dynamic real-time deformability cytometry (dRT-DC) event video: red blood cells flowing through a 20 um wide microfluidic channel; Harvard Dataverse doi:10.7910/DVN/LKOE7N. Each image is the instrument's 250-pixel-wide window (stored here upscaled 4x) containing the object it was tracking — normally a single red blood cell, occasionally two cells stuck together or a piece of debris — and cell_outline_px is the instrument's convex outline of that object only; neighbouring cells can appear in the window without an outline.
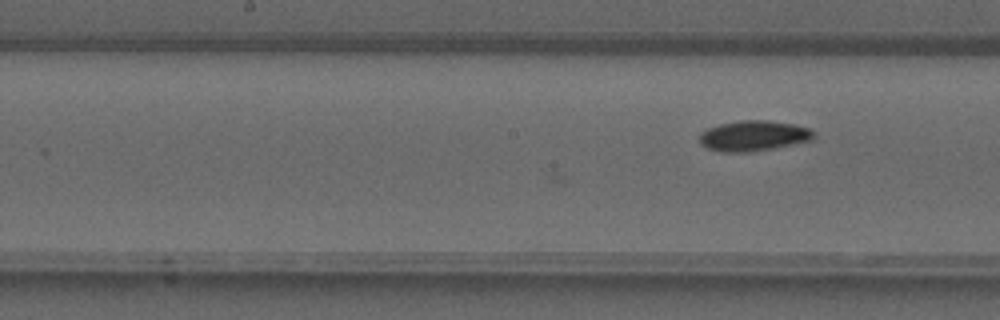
{"species": "common noctule bat (a hibernating species)", "species_latin": "Nyctalus noctula", "temperature_condition": "warm", "stored_images_in_passage": 21, "camera_frame_rate_fps": 3000, "um_per_image_px": 0.085, "animal": {"sex": "male", "forearm_length_mm": 52.5}, "frame": {"image": 1, "passage_image": 21, "time_ms": 6.667, "image_size_px": [1000, 320], "cell_outline_px": [[816, 136], [812, 140], [772, 148], [748, 152], [720, 152], [708, 148], [700, 144], [700, 132], [708, 128], [720, 124], [740, 120], [764, 120], [796, 124], [812, 128], [816, 132]], "centroid_in_image_um": [64.09, 11.53], "position_along_channel_um": 184.1, "area_um2": 20.4}}